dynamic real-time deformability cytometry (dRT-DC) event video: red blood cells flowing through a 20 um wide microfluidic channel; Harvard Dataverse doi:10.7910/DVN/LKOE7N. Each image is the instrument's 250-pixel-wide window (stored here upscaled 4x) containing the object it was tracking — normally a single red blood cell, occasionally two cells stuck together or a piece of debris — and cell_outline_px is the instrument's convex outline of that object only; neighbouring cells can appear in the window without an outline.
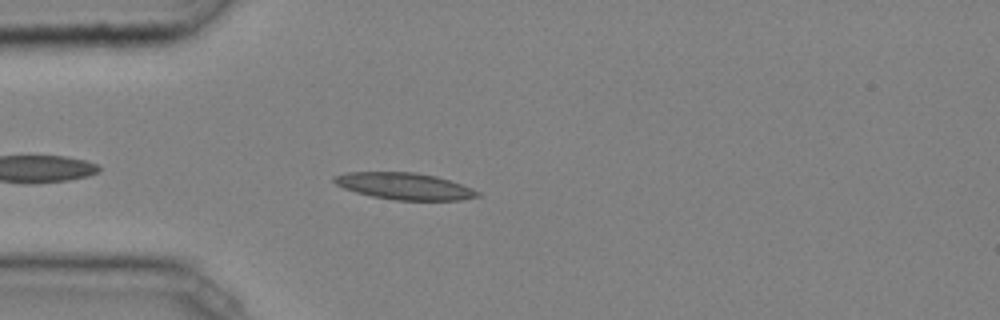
{"species": "common noctule bat (a hibernating species)", "species_latin": "Nyctalus noctula", "temperature_condition": "cold", "stored_images_in_passage": 38, "camera_frame_rate_fps": 3000, "um_per_image_px": 0.085, "animal": {"sex": "male", "body_mass_g": 20.4}, "frame": {"image": 1, "passage_image": 4, "time_ms": 1.0, "image_size_px": [1000, 320], "cell_outline_px": [[480, 196], [460, 200], [396, 200], [372, 196], [356, 192], [344, 188], [336, 184], [332, 180], [332, 176], [348, 172], [416, 172], [436, 176], [472, 188], [480, 192]], "centroid_in_image_um": [34.36, 15.82], "position_along_channel_um": 50.6, "area_um2": 22.25}}
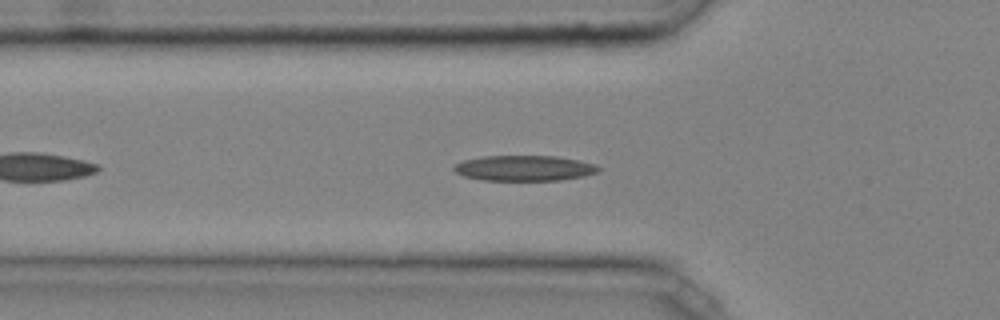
{"frame": {"image": 2, "passage_image": 7, "time_ms": 2.0, "image_size_px": [1000, 320], "cell_outline_px": [[600, 172], [584, 176], [560, 180], [480, 180], [464, 176], [456, 172], [452, 168], [456, 164], [464, 160], [480, 156], [556, 156], [580, 160], [596, 164], [600, 168]], "centroid_in_image_um": [44.59, 14.29], "position_along_channel_um": 81.2, "area_um2": 21.56}}
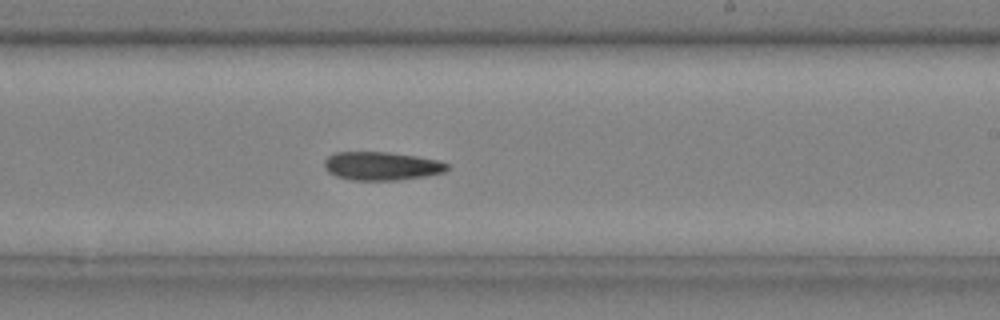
{"frame": {"image": 3, "passage_image": 20, "time_ms": 6.333, "image_size_px": [1000, 320], "cell_outline_px": [[448, 168], [444, 172], [424, 176], [396, 180], [352, 180], [336, 176], [328, 172], [324, 168], [324, 160], [328, 156], [336, 152], [388, 152], [416, 156], [436, 160], [448, 164]], "centroid_in_image_um": [32.39, 14.11], "position_along_channel_um": 256.6, "area_um2": 20.23}, "authors_computed_cell_mechanics": {"area_um2": 20.519, "velocity_mm_per_s": 4.0517, "shape_relaxation_time_tau1_ms": 6.1637, "shape_relaxation_time_tau2_ms": null, "deformation_change_tau1": 0.1471, "deformation_change_tau2": null}}